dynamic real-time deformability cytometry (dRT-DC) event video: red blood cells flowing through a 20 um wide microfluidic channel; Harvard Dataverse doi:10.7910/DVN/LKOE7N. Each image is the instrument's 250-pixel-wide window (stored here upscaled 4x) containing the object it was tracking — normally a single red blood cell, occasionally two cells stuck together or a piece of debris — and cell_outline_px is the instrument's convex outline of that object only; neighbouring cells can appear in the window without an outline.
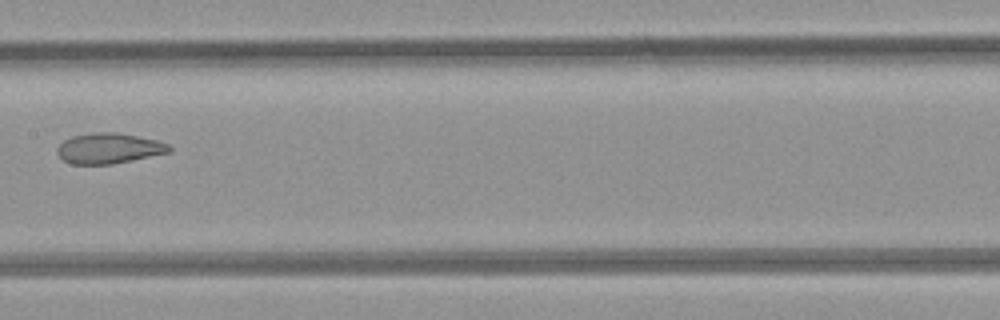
{"species": "common noctule bat (a hibernating species)", "species_latin": "Nyctalus noctula", "temperature_condition": "room temperature", "stored_images_in_passage": 4, "camera_frame_rate_fps": 3000, "um_per_image_px": 0.085, "animal": {"sex": "female", "body_mass_g": 21.9}, "frame": {"image": 1, "passage_image": 4, "time_ms": 3.333, "image_size_px": [1000, 320], "cell_outline_px": [[172, 152], [112, 164], [72, 164], [64, 160], [56, 152], [56, 148], [64, 140], [72, 136], [100, 132], [116, 132], [156, 140], [168, 144], [172, 148]], "centroid_in_image_um": [9.27, 12.61], "position_along_channel_um": 198.1, "area_um2": 19.77}}